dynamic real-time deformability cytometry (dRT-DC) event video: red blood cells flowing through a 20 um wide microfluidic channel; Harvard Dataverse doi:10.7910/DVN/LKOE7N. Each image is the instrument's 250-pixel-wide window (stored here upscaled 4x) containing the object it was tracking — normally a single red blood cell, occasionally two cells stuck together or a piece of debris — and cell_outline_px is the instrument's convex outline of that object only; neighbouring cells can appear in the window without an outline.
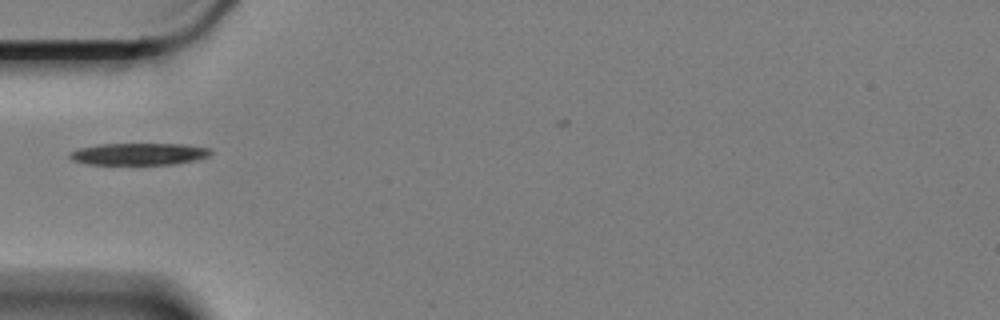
{"species": "Egyptian fruit bat (a non-hibernating species)", "species_latin": "Rousettus aegyptiacus", "temperature_condition": "cold", "stored_images_in_passage": 31, "camera_frame_rate_fps": 3000, "um_per_image_px": 0.085, "animal": {"sex": "female"}, "frame": {"image": 1, "passage_image": 1, "time_ms": 0.0, "image_size_px": [1000, 320], "cell_outline_px": [[212, 152], [208, 156], [196, 160], [176, 164], [88, 164], [72, 160], [68, 156], [72, 152], [80, 148], [100, 144], [184, 144], [212, 148]], "centroid_in_image_um": [11.86, 13.09], "position_along_channel_um": 73.1, "area_um2": 17.98}}
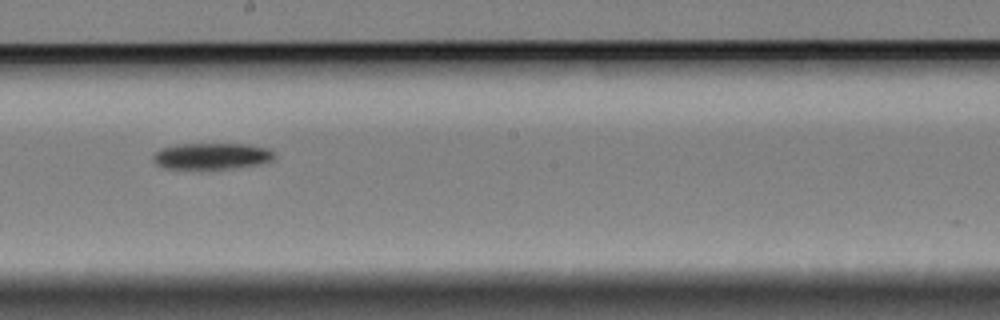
{"frame": {"image": 2, "passage_image": 15, "time_ms": 4.667, "image_size_px": [1000, 320], "cell_outline_px": [[276, 156], [272, 160], [260, 164], [236, 168], [200, 172], [164, 168], [156, 164], [152, 160], [152, 156], [160, 148], [180, 144], [248, 144], [268, 148], [276, 152]], "centroid_in_image_um": [17.98, 13.32], "position_along_channel_um": 230.2, "area_um2": 19.71}}
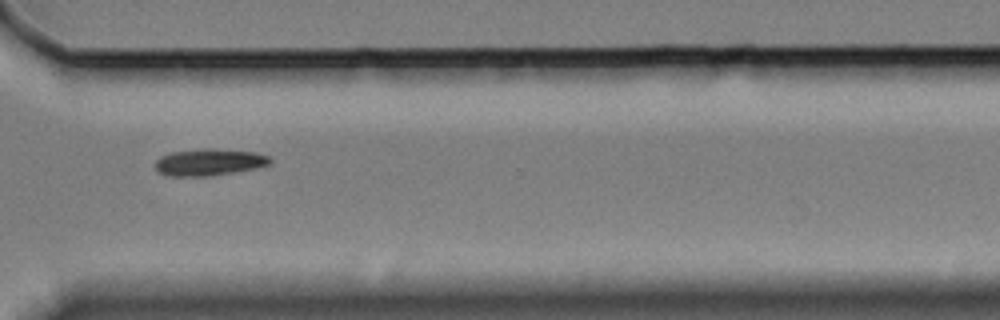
{"frame": {"image": 3, "passage_image": 26, "time_ms": 8.333, "image_size_px": [1000, 320], "cell_outline_px": [[272, 164], [256, 168], [212, 176], [168, 176], [156, 172], [156, 160], [160, 156], [172, 152], [204, 148], [212, 148], [256, 152], [268, 156], [272, 160]], "centroid_in_image_um": [17.78, 13.79], "position_along_channel_um": 352.8, "area_um2": 18.15}}